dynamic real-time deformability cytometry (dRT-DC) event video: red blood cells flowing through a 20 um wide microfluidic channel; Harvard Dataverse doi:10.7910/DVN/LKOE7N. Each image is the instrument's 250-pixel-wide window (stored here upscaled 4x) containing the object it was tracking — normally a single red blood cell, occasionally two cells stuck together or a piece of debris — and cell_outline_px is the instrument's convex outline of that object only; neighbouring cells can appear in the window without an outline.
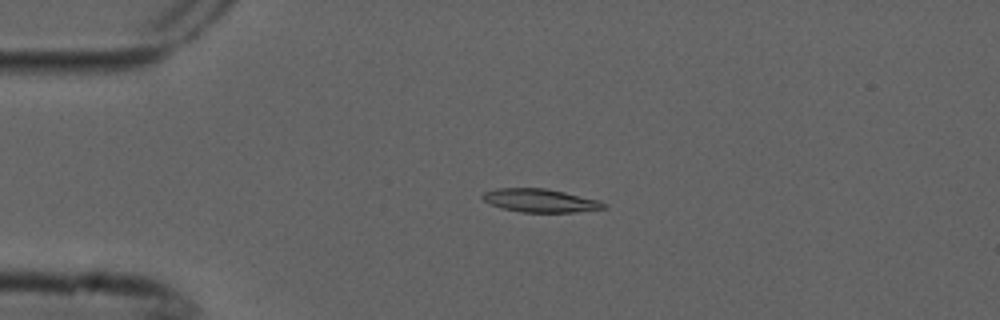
{"species": "common noctule bat (a hibernating species)", "species_latin": "Nyctalus noctula", "temperature_condition": "cold", "stored_images_in_passage": 3, "camera_frame_rate_fps": 3000, "um_per_image_px": 0.085, "animal": {"sex": "male", "forearm_length_mm": 52.5}, "frame": {"image": 1, "passage_image": 2, "time_ms": 0.333, "image_size_px": [1000, 320], "cell_outline_px": [[608, 208], [572, 212], [520, 212], [500, 208], [488, 204], [480, 196], [484, 192], [496, 188], [544, 188], [564, 192], [600, 200], [608, 204]], "centroid_in_image_um": [45.91, 17.05], "position_along_channel_um": 39.1, "area_um2": 16.65}}